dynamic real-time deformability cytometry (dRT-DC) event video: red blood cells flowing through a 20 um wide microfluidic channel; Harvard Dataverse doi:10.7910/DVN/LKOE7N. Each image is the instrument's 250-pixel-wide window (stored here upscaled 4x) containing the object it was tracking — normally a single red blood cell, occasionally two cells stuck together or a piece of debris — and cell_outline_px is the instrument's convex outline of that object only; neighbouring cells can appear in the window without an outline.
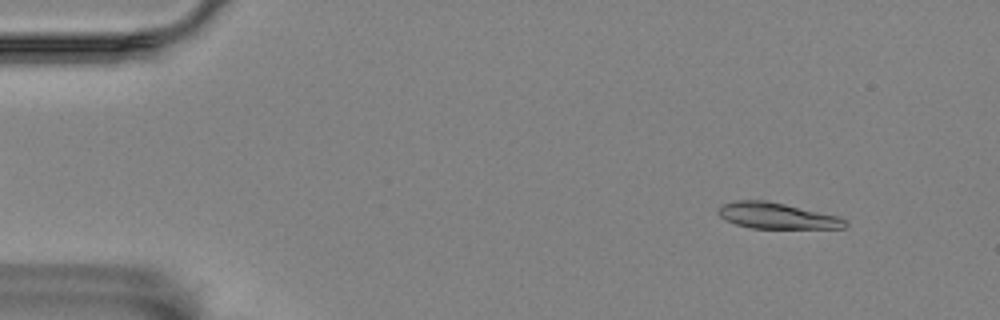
{"species": "Egyptian fruit bat (a non-hibernating species)", "species_latin": "Rousettus aegyptiacus", "temperature_condition": "room temperature", "stored_images_in_passage": 4, "camera_frame_rate_fps": 3000, "um_per_image_px": 0.085, "animal": {"sex": "female"}, "frame": {"image": 1, "passage_image": 1, "time_ms": 0.0, "image_size_px": [1000, 320], "cell_outline_px": [[848, 224], [844, 228], [752, 228], [736, 224], [724, 220], [716, 212], [716, 208], [720, 204], [736, 200], [768, 200], [840, 216]], "centroid_in_image_um": [65.98, 18.32], "position_along_channel_um": 19.0, "area_um2": 19.48}}
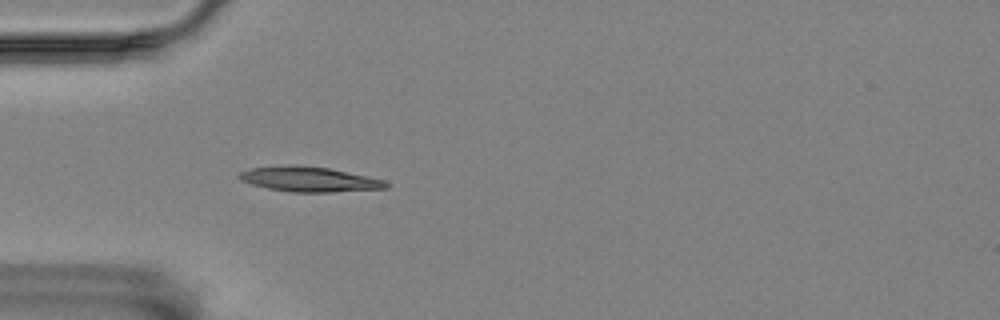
{"frame": {"image": 2, "passage_image": 4, "time_ms": 3.667, "image_size_px": [1000, 320], "cell_outline_px": [[392, 184], [388, 188], [332, 192], [292, 192], [268, 188], [252, 184], [240, 180], [236, 176], [240, 172], [252, 168], [288, 164], [296, 164], [328, 168], [368, 176], [384, 180]], "centroid_in_image_um": [26.3, 15.23], "position_along_channel_um": 58.7, "area_um2": 21.5}}